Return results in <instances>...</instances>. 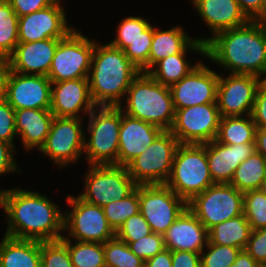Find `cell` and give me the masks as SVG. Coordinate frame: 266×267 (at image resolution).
<instances>
[{
    "mask_svg": "<svg viewBox=\"0 0 266 267\" xmlns=\"http://www.w3.org/2000/svg\"><path fill=\"white\" fill-rule=\"evenodd\" d=\"M230 74H251L266 78V24H247L216 33L205 43V59Z\"/></svg>",
    "mask_w": 266,
    "mask_h": 267,
    "instance_id": "7a4b0ae2",
    "label": "cell"
},
{
    "mask_svg": "<svg viewBox=\"0 0 266 267\" xmlns=\"http://www.w3.org/2000/svg\"><path fill=\"white\" fill-rule=\"evenodd\" d=\"M256 21L263 22L266 24V0L264 2V8L262 14L256 19Z\"/></svg>",
    "mask_w": 266,
    "mask_h": 267,
    "instance_id": "11a10c76",
    "label": "cell"
},
{
    "mask_svg": "<svg viewBox=\"0 0 266 267\" xmlns=\"http://www.w3.org/2000/svg\"><path fill=\"white\" fill-rule=\"evenodd\" d=\"M144 267H172L171 251L163 249L154 257L146 260Z\"/></svg>",
    "mask_w": 266,
    "mask_h": 267,
    "instance_id": "f907efd6",
    "label": "cell"
},
{
    "mask_svg": "<svg viewBox=\"0 0 266 267\" xmlns=\"http://www.w3.org/2000/svg\"><path fill=\"white\" fill-rule=\"evenodd\" d=\"M18 137L15 125V109L0 98V140L10 143L15 148L14 139Z\"/></svg>",
    "mask_w": 266,
    "mask_h": 267,
    "instance_id": "7bdbcfd3",
    "label": "cell"
},
{
    "mask_svg": "<svg viewBox=\"0 0 266 267\" xmlns=\"http://www.w3.org/2000/svg\"><path fill=\"white\" fill-rule=\"evenodd\" d=\"M252 228L244 214L214 225L208 230V243L244 250Z\"/></svg>",
    "mask_w": 266,
    "mask_h": 267,
    "instance_id": "f1b7e54d",
    "label": "cell"
},
{
    "mask_svg": "<svg viewBox=\"0 0 266 267\" xmlns=\"http://www.w3.org/2000/svg\"><path fill=\"white\" fill-rule=\"evenodd\" d=\"M165 184L187 203L215 184L209 171L206 143L179 144Z\"/></svg>",
    "mask_w": 266,
    "mask_h": 267,
    "instance_id": "8992f818",
    "label": "cell"
},
{
    "mask_svg": "<svg viewBox=\"0 0 266 267\" xmlns=\"http://www.w3.org/2000/svg\"><path fill=\"white\" fill-rule=\"evenodd\" d=\"M95 39L73 29L59 40L48 73L51 82L88 78Z\"/></svg>",
    "mask_w": 266,
    "mask_h": 267,
    "instance_id": "30bf717a",
    "label": "cell"
},
{
    "mask_svg": "<svg viewBox=\"0 0 266 267\" xmlns=\"http://www.w3.org/2000/svg\"><path fill=\"white\" fill-rule=\"evenodd\" d=\"M15 148L5 141L0 140V176L11 174L13 172H22L21 168L17 166L18 163L15 160Z\"/></svg>",
    "mask_w": 266,
    "mask_h": 267,
    "instance_id": "f6af8a7d",
    "label": "cell"
},
{
    "mask_svg": "<svg viewBox=\"0 0 266 267\" xmlns=\"http://www.w3.org/2000/svg\"><path fill=\"white\" fill-rule=\"evenodd\" d=\"M125 104L118 107L126 115L170 130L175 108L169 87L155 81L148 73L140 72L129 86Z\"/></svg>",
    "mask_w": 266,
    "mask_h": 267,
    "instance_id": "277c9868",
    "label": "cell"
},
{
    "mask_svg": "<svg viewBox=\"0 0 266 267\" xmlns=\"http://www.w3.org/2000/svg\"><path fill=\"white\" fill-rule=\"evenodd\" d=\"M85 174L84 191L78 196L85 202L100 207L127 197L138 186L126 166L89 165Z\"/></svg>",
    "mask_w": 266,
    "mask_h": 267,
    "instance_id": "ba28073f",
    "label": "cell"
},
{
    "mask_svg": "<svg viewBox=\"0 0 266 267\" xmlns=\"http://www.w3.org/2000/svg\"><path fill=\"white\" fill-rule=\"evenodd\" d=\"M140 72L123 50L109 43L97 44L95 40L88 76L90 93L95 105L123 104L129 86Z\"/></svg>",
    "mask_w": 266,
    "mask_h": 267,
    "instance_id": "3957f363",
    "label": "cell"
},
{
    "mask_svg": "<svg viewBox=\"0 0 266 267\" xmlns=\"http://www.w3.org/2000/svg\"><path fill=\"white\" fill-rule=\"evenodd\" d=\"M59 40L18 43L6 59V67L20 74L48 76Z\"/></svg>",
    "mask_w": 266,
    "mask_h": 267,
    "instance_id": "ffe728a7",
    "label": "cell"
},
{
    "mask_svg": "<svg viewBox=\"0 0 266 267\" xmlns=\"http://www.w3.org/2000/svg\"><path fill=\"white\" fill-rule=\"evenodd\" d=\"M0 267H41L40 241L3 236Z\"/></svg>",
    "mask_w": 266,
    "mask_h": 267,
    "instance_id": "4316f807",
    "label": "cell"
},
{
    "mask_svg": "<svg viewBox=\"0 0 266 267\" xmlns=\"http://www.w3.org/2000/svg\"><path fill=\"white\" fill-rule=\"evenodd\" d=\"M66 203L71 208L64 211V232H68V236H64L66 239L105 243L115 238V231L109 225L103 207L70 194L66 197Z\"/></svg>",
    "mask_w": 266,
    "mask_h": 267,
    "instance_id": "9c48e42d",
    "label": "cell"
},
{
    "mask_svg": "<svg viewBox=\"0 0 266 267\" xmlns=\"http://www.w3.org/2000/svg\"><path fill=\"white\" fill-rule=\"evenodd\" d=\"M184 30L181 24L166 30L154 27L149 54V71L162 59L181 53L195 39Z\"/></svg>",
    "mask_w": 266,
    "mask_h": 267,
    "instance_id": "83f0119b",
    "label": "cell"
},
{
    "mask_svg": "<svg viewBox=\"0 0 266 267\" xmlns=\"http://www.w3.org/2000/svg\"><path fill=\"white\" fill-rule=\"evenodd\" d=\"M152 45V38H137L133 40L124 53L128 59L141 71L149 72V54Z\"/></svg>",
    "mask_w": 266,
    "mask_h": 267,
    "instance_id": "60d3db41",
    "label": "cell"
},
{
    "mask_svg": "<svg viewBox=\"0 0 266 267\" xmlns=\"http://www.w3.org/2000/svg\"><path fill=\"white\" fill-rule=\"evenodd\" d=\"M260 189L266 194V175Z\"/></svg>",
    "mask_w": 266,
    "mask_h": 267,
    "instance_id": "9f6ffc18",
    "label": "cell"
},
{
    "mask_svg": "<svg viewBox=\"0 0 266 267\" xmlns=\"http://www.w3.org/2000/svg\"><path fill=\"white\" fill-rule=\"evenodd\" d=\"M139 208L152 232L163 235L187 208V202L166 184L139 185Z\"/></svg>",
    "mask_w": 266,
    "mask_h": 267,
    "instance_id": "5bb4252c",
    "label": "cell"
},
{
    "mask_svg": "<svg viewBox=\"0 0 266 267\" xmlns=\"http://www.w3.org/2000/svg\"><path fill=\"white\" fill-rule=\"evenodd\" d=\"M187 208L209 230L243 214V193L229 183H215L195 195L187 203Z\"/></svg>",
    "mask_w": 266,
    "mask_h": 267,
    "instance_id": "8fae6325",
    "label": "cell"
},
{
    "mask_svg": "<svg viewBox=\"0 0 266 267\" xmlns=\"http://www.w3.org/2000/svg\"><path fill=\"white\" fill-rule=\"evenodd\" d=\"M95 107L88 78L52 82L50 111L54 116L83 118Z\"/></svg>",
    "mask_w": 266,
    "mask_h": 267,
    "instance_id": "d6986e66",
    "label": "cell"
},
{
    "mask_svg": "<svg viewBox=\"0 0 266 267\" xmlns=\"http://www.w3.org/2000/svg\"><path fill=\"white\" fill-rule=\"evenodd\" d=\"M189 2L212 32L210 37H201L203 43L218 32L243 26L250 21L237 0H191Z\"/></svg>",
    "mask_w": 266,
    "mask_h": 267,
    "instance_id": "44dd1931",
    "label": "cell"
},
{
    "mask_svg": "<svg viewBox=\"0 0 266 267\" xmlns=\"http://www.w3.org/2000/svg\"><path fill=\"white\" fill-rule=\"evenodd\" d=\"M118 25L115 38L108 43L123 51L137 38H153L154 25L142 16H127Z\"/></svg>",
    "mask_w": 266,
    "mask_h": 267,
    "instance_id": "1f68e13d",
    "label": "cell"
},
{
    "mask_svg": "<svg viewBox=\"0 0 266 267\" xmlns=\"http://www.w3.org/2000/svg\"><path fill=\"white\" fill-rule=\"evenodd\" d=\"M106 267H144L145 261L116 237L103 243Z\"/></svg>",
    "mask_w": 266,
    "mask_h": 267,
    "instance_id": "d590c367",
    "label": "cell"
},
{
    "mask_svg": "<svg viewBox=\"0 0 266 267\" xmlns=\"http://www.w3.org/2000/svg\"><path fill=\"white\" fill-rule=\"evenodd\" d=\"M84 118L54 116L45 144L38 151L59 168L77 164L84 153Z\"/></svg>",
    "mask_w": 266,
    "mask_h": 267,
    "instance_id": "7c38bea8",
    "label": "cell"
},
{
    "mask_svg": "<svg viewBox=\"0 0 266 267\" xmlns=\"http://www.w3.org/2000/svg\"><path fill=\"white\" fill-rule=\"evenodd\" d=\"M244 250L262 267H266V228L252 230Z\"/></svg>",
    "mask_w": 266,
    "mask_h": 267,
    "instance_id": "ee69618b",
    "label": "cell"
},
{
    "mask_svg": "<svg viewBox=\"0 0 266 267\" xmlns=\"http://www.w3.org/2000/svg\"><path fill=\"white\" fill-rule=\"evenodd\" d=\"M188 51L189 54L196 53L205 58V43L201 41V38H195L181 53L159 61L148 74L158 83L167 87L172 86L188 75L201 62L199 60L192 65L190 63L192 61L186 57Z\"/></svg>",
    "mask_w": 266,
    "mask_h": 267,
    "instance_id": "484cf974",
    "label": "cell"
},
{
    "mask_svg": "<svg viewBox=\"0 0 266 267\" xmlns=\"http://www.w3.org/2000/svg\"><path fill=\"white\" fill-rule=\"evenodd\" d=\"M152 230L141 214L131 216L118 228L115 232V237L123 242L129 244L130 242L137 241L144 236L150 235Z\"/></svg>",
    "mask_w": 266,
    "mask_h": 267,
    "instance_id": "ab89813d",
    "label": "cell"
},
{
    "mask_svg": "<svg viewBox=\"0 0 266 267\" xmlns=\"http://www.w3.org/2000/svg\"><path fill=\"white\" fill-rule=\"evenodd\" d=\"M230 267H262L245 250H241Z\"/></svg>",
    "mask_w": 266,
    "mask_h": 267,
    "instance_id": "816d5d0a",
    "label": "cell"
},
{
    "mask_svg": "<svg viewBox=\"0 0 266 267\" xmlns=\"http://www.w3.org/2000/svg\"><path fill=\"white\" fill-rule=\"evenodd\" d=\"M243 214L252 230L266 228V194L261 189L243 193Z\"/></svg>",
    "mask_w": 266,
    "mask_h": 267,
    "instance_id": "8d00e7d4",
    "label": "cell"
},
{
    "mask_svg": "<svg viewBox=\"0 0 266 267\" xmlns=\"http://www.w3.org/2000/svg\"><path fill=\"white\" fill-rule=\"evenodd\" d=\"M256 151L266 159V128H257L255 137Z\"/></svg>",
    "mask_w": 266,
    "mask_h": 267,
    "instance_id": "f5cc1de1",
    "label": "cell"
},
{
    "mask_svg": "<svg viewBox=\"0 0 266 267\" xmlns=\"http://www.w3.org/2000/svg\"><path fill=\"white\" fill-rule=\"evenodd\" d=\"M179 144L169 130H163L143 153L126 165L129 175L137 185L165 184Z\"/></svg>",
    "mask_w": 266,
    "mask_h": 267,
    "instance_id": "52a82bcc",
    "label": "cell"
},
{
    "mask_svg": "<svg viewBox=\"0 0 266 267\" xmlns=\"http://www.w3.org/2000/svg\"><path fill=\"white\" fill-rule=\"evenodd\" d=\"M128 246L134 254L144 261L154 257L165 249L163 236L153 232L137 241L130 242Z\"/></svg>",
    "mask_w": 266,
    "mask_h": 267,
    "instance_id": "b9f144b4",
    "label": "cell"
},
{
    "mask_svg": "<svg viewBox=\"0 0 266 267\" xmlns=\"http://www.w3.org/2000/svg\"><path fill=\"white\" fill-rule=\"evenodd\" d=\"M0 208L8 220L5 236L54 241L64 235V213L47 195L21 187L0 189Z\"/></svg>",
    "mask_w": 266,
    "mask_h": 267,
    "instance_id": "6da1fadb",
    "label": "cell"
},
{
    "mask_svg": "<svg viewBox=\"0 0 266 267\" xmlns=\"http://www.w3.org/2000/svg\"><path fill=\"white\" fill-rule=\"evenodd\" d=\"M63 1L19 17V43L66 37L74 27L68 23Z\"/></svg>",
    "mask_w": 266,
    "mask_h": 267,
    "instance_id": "e0dca14e",
    "label": "cell"
},
{
    "mask_svg": "<svg viewBox=\"0 0 266 267\" xmlns=\"http://www.w3.org/2000/svg\"><path fill=\"white\" fill-rule=\"evenodd\" d=\"M59 0H8L18 17L42 10Z\"/></svg>",
    "mask_w": 266,
    "mask_h": 267,
    "instance_id": "7dc6e473",
    "label": "cell"
},
{
    "mask_svg": "<svg viewBox=\"0 0 266 267\" xmlns=\"http://www.w3.org/2000/svg\"><path fill=\"white\" fill-rule=\"evenodd\" d=\"M256 151L255 143L225 145L216 139L206 143L209 171L214 183H230L235 169Z\"/></svg>",
    "mask_w": 266,
    "mask_h": 267,
    "instance_id": "cb8c5ba5",
    "label": "cell"
},
{
    "mask_svg": "<svg viewBox=\"0 0 266 267\" xmlns=\"http://www.w3.org/2000/svg\"><path fill=\"white\" fill-rule=\"evenodd\" d=\"M162 131L161 128L130 117L121 110L118 166H126L143 153Z\"/></svg>",
    "mask_w": 266,
    "mask_h": 267,
    "instance_id": "603a6c76",
    "label": "cell"
},
{
    "mask_svg": "<svg viewBox=\"0 0 266 267\" xmlns=\"http://www.w3.org/2000/svg\"><path fill=\"white\" fill-rule=\"evenodd\" d=\"M241 10L250 20H256L263 12L265 0H237Z\"/></svg>",
    "mask_w": 266,
    "mask_h": 267,
    "instance_id": "681fc988",
    "label": "cell"
},
{
    "mask_svg": "<svg viewBox=\"0 0 266 267\" xmlns=\"http://www.w3.org/2000/svg\"><path fill=\"white\" fill-rule=\"evenodd\" d=\"M172 267H201L200 253L192 251H171Z\"/></svg>",
    "mask_w": 266,
    "mask_h": 267,
    "instance_id": "c3c4849f",
    "label": "cell"
},
{
    "mask_svg": "<svg viewBox=\"0 0 266 267\" xmlns=\"http://www.w3.org/2000/svg\"><path fill=\"white\" fill-rule=\"evenodd\" d=\"M256 130L251 115L226 116L220 120L216 140L225 145L255 143Z\"/></svg>",
    "mask_w": 266,
    "mask_h": 267,
    "instance_id": "f546056e",
    "label": "cell"
},
{
    "mask_svg": "<svg viewBox=\"0 0 266 267\" xmlns=\"http://www.w3.org/2000/svg\"><path fill=\"white\" fill-rule=\"evenodd\" d=\"M162 236L165 248L170 251L201 253L209 241L208 230L188 208Z\"/></svg>",
    "mask_w": 266,
    "mask_h": 267,
    "instance_id": "7402d4cb",
    "label": "cell"
},
{
    "mask_svg": "<svg viewBox=\"0 0 266 267\" xmlns=\"http://www.w3.org/2000/svg\"><path fill=\"white\" fill-rule=\"evenodd\" d=\"M88 116L85 162L88 165L118 166L121 109L118 106H96Z\"/></svg>",
    "mask_w": 266,
    "mask_h": 267,
    "instance_id": "5b68a950",
    "label": "cell"
},
{
    "mask_svg": "<svg viewBox=\"0 0 266 267\" xmlns=\"http://www.w3.org/2000/svg\"><path fill=\"white\" fill-rule=\"evenodd\" d=\"M52 82L47 76L26 75L7 67L2 97L15 109H50Z\"/></svg>",
    "mask_w": 266,
    "mask_h": 267,
    "instance_id": "9a60e30c",
    "label": "cell"
},
{
    "mask_svg": "<svg viewBox=\"0 0 266 267\" xmlns=\"http://www.w3.org/2000/svg\"><path fill=\"white\" fill-rule=\"evenodd\" d=\"M221 118L217 103L175 109L169 131L180 144H205L216 139Z\"/></svg>",
    "mask_w": 266,
    "mask_h": 267,
    "instance_id": "4fadbf2b",
    "label": "cell"
},
{
    "mask_svg": "<svg viewBox=\"0 0 266 267\" xmlns=\"http://www.w3.org/2000/svg\"><path fill=\"white\" fill-rule=\"evenodd\" d=\"M263 81L251 74H219L216 103L220 115H251L256 91Z\"/></svg>",
    "mask_w": 266,
    "mask_h": 267,
    "instance_id": "2e32d148",
    "label": "cell"
},
{
    "mask_svg": "<svg viewBox=\"0 0 266 267\" xmlns=\"http://www.w3.org/2000/svg\"><path fill=\"white\" fill-rule=\"evenodd\" d=\"M61 240L67 245L71 262L74 267H106L103 243Z\"/></svg>",
    "mask_w": 266,
    "mask_h": 267,
    "instance_id": "d6a6232c",
    "label": "cell"
},
{
    "mask_svg": "<svg viewBox=\"0 0 266 267\" xmlns=\"http://www.w3.org/2000/svg\"><path fill=\"white\" fill-rule=\"evenodd\" d=\"M241 249L208 243L200 253L201 267H230Z\"/></svg>",
    "mask_w": 266,
    "mask_h": 267,
    "instance_id": "74e56055",
    "label": "cell"
},
{
    "mask_svg": "<svg viewBox=\"0 0 266 267\" xmlns=\"http://www.w3.org/2000/svg\"><path fill=\"white\" fill-rule=\"evenodd\" d=\"M109 225L116 232L118 228L131 216L140 212L139 208V185L127 197L112 201L103 206Z\"/></svg>",
    "mask_w": 266,
    "mask_h": 267,
    "instance_id": "e575fe53",
    "label": "cell"
},
{
    "mask_svg": "<svg viewBox=\"0 0 266 267\" xmlns=\"http://www.w3.org/2000/svg\"><path fill=\"white\" fill-rule=\"evenodd\" d=\"M6 69V60L0 58V98L2 97L3 90V75Z\"/></svg>",
    "mask_w": 266,
    "mask_h": 267,
    "instance_id": "db71d44e",
    "label": "cell"
},
{
    "mask_svg": "<svg viewBox=\"0 0 266 267\" xmlns=\"http://www.w3.org/2000/svg\"><path fill=\"white\" fill-rule=\"evenodd\" d=\"M53 118L50 109L15 110L16 133L26 152L35 150L34 148L39 151L45 144Z\"/></svg>",
    "mask_w": 266,
    "mask_h": 267,
    "instance_id": "d4e9b609",
    "label": "cell"
},
{
    "mask_svg": "<svg viewBox=\"0 0 266 267\" xmlns=\"http://www.w3.org/2000/svg\"><path fill=\"white\" fill-rule=\"evenodd\" d=\"M219 74L201 62L169 87L175 109L216 103Z\"/></svg>",
    "mask_w": 266,
    "mask_h": 267,
    "instance_id": "ac0fdd59",
    "label": "cell"
},
{
    "mask_svg": "<svg viewBox=\"0 0 266 267\" xmlns=\"http://www.w3.org/2000/svg\"><path fill=\"white\" fill-rule=\"evenodd\" d=\"M41 267H74L67 245L61 240L40 241Z\"/></svg>",
    "mask_w": 266,
    "mask_h": 267,
    "instance_id": "f35d334b",
    "label": "cell"
},
{
    "mask_svg": "<svg viewBox=\"0 0 266 267\" xmlns=\"http://www.w3.org/2000/svg\"><path fill=\"white\" fill-rule=\"evenodd\" d=\"M18 16L8 0H0V58L7 59L18 40Z\"/></svg>",
    "mask_w": 266,
    "mask_h": 267,
    "instance_id": "836d02e7",
    "label": "cell"
},
{
    "mask_svg": "<svg viewBox=\"0 0 266 267\" xmlns=\"http://www.w3.org/2000/svg\"><path fill=\"white\" fill-rule=\"evenodd\" d=\"M266 175V159L257 151L241 162L235 169L231 179V184L238 191L245 193L247 191L260 189L263 179Z\"/></svg>",
    "mask_w": 266,
    "mask_h": 267,
    "instance_id": "4dcf8cb0",
    "label": "cell"
},
{
    "mask_svg": "<svg viewBox=\"0 0 266 267\" xmlns=\"http://www.w3.org/2000/svg\"><path fill=\"white\" fill-rule=\"evenodd\" d=\"M251 117L257 128H266V83L264 81L256 91Z\"/></svg>",
    "mask_w": 266,
    "mask_h": 267,
    "instance_id": "bcb514c9",
    "label": "cell"
}]
</instances>
